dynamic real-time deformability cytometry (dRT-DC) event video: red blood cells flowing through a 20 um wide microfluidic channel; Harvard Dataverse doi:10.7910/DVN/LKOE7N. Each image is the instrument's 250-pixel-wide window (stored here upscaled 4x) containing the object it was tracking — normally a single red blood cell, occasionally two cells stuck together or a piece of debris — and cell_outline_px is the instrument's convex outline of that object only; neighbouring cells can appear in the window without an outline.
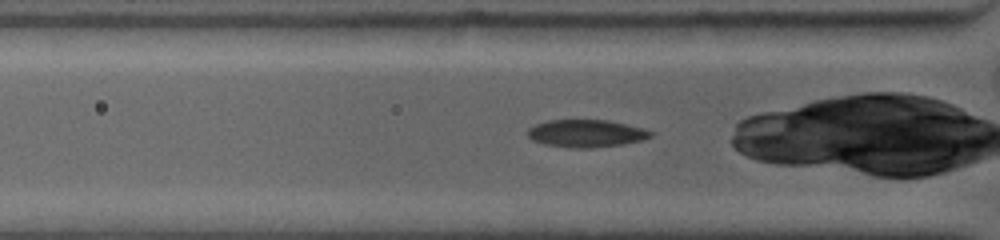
{"species": "common noctule bat (a hibernating species)", "species_latin": "Nyctalus noctula", "temperature_condition": "warm", "stored_images_in_passage": 79, "camera_frame_rate_fps": 4500, "um_per_image_px": 0.085, "animal": {"sex": "female", "body_mass_g": 19.0, "forearm_length_mm": 53.3}, "frame": {"image": 1, "passage_image": 5, "time_ms": 0.667, "image_size_px": [1000, 240], "cell_outline_px": [[652, 136], [640, 140], [620, 144], [592, 148], [568, 148], [544, 144], [532, 140], [528, 136], [528, 128], [536, 124], [548, 120], [608, 120], [640, 128], [652, 132]], "centroid_in_image_um": [49.75, 11.34], "position_along_channel_um": 76.0, "area_um2": 19.48}}
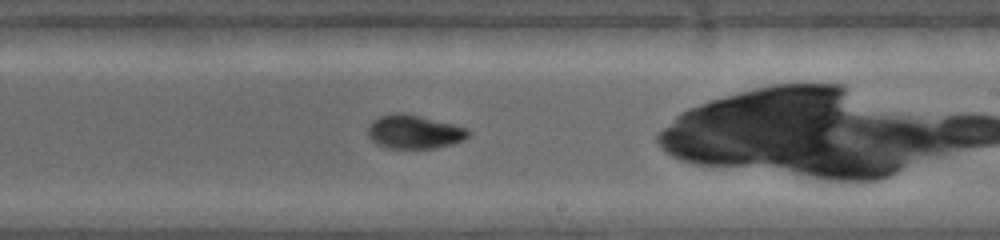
{"frame": {"image": 2, "passage_image": 30, "time_ms": 5.333, "image_size_px": [1000, 240], "cell_outline_px": [[472, 132], [464, 140], [452, 144], [436, 148], [384, 148], [376, 144], [368, 136], [368, 124], [372, 120], [380, 116], [396, 112], [404, 112], [468, 128]], "centroid_in_image_um": [35.19, 11.2], "position_along_channel_um": 253.8, "area_um2": 19.94}}
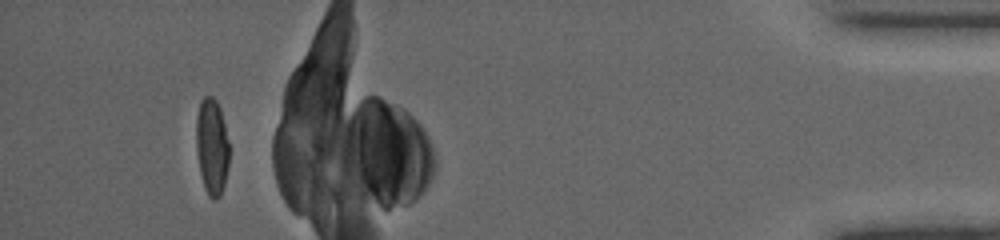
{"frame": {"image": 3, "passage_image": 67, "time_ms": 12.222, "image_size_px": [1000, 240], "cell_outline_px": [[228, 168], [224, 184], [220, 196], [216, 200], [212, 200], [208, 196], [204, 188], [200, 172], [196, 152], [196, 120], [200, 100], [204, 96], [212, 96], [216, 100], [220, 108], [228, 140]], "centroid_in_image_um": [17.99, 12.47], "position_along_channel_um": 417.2, "area_um2": 18.67}}